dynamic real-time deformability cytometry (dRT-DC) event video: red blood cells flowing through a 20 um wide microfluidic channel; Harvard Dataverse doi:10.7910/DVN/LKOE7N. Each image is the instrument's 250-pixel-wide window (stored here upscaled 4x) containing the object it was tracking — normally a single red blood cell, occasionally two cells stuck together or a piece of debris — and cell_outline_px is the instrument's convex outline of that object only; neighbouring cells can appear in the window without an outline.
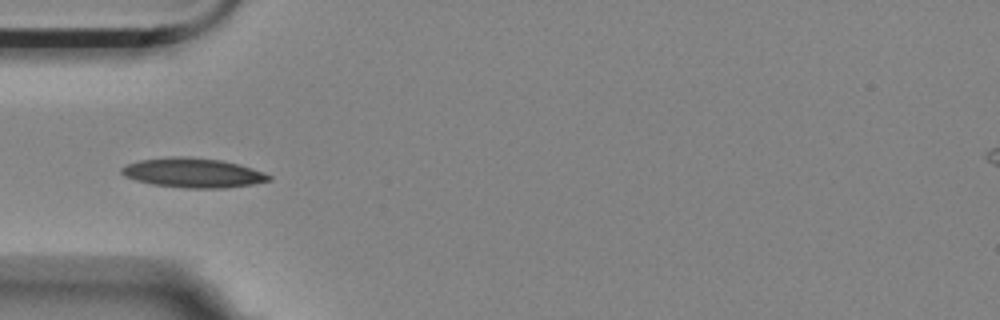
{"species": "Egyptian fruit bat (a non-hibernating species)", "species_latin": "Rousettus aegyptiacus", "temperature_condition": "room temperature", "stored_images_in_passage": 16, "camera_frame_rate_fps": 3000, "um_per_image_px": 0.085, "animal": {"sex": "female"}, "frame": {"image": 1, "passage_image": 1, "time_ms": 0.0, "image_size_px": [1000, 320], "cell_outline_px": [[272, 180], [252, 184], [224, 188], [184, 188], [152, 184], [136, 180], [124, 176], [120, 172], [120, 168], [128, 164], [140, 160], [172, 156], [192, 156], [220, 160], [240, 164], [264, 172], [272, 176]], "centroid_in_image_um": [16.42, 14.68], "position_along_channel_um": 68.6, "area_um2": 25.49}}
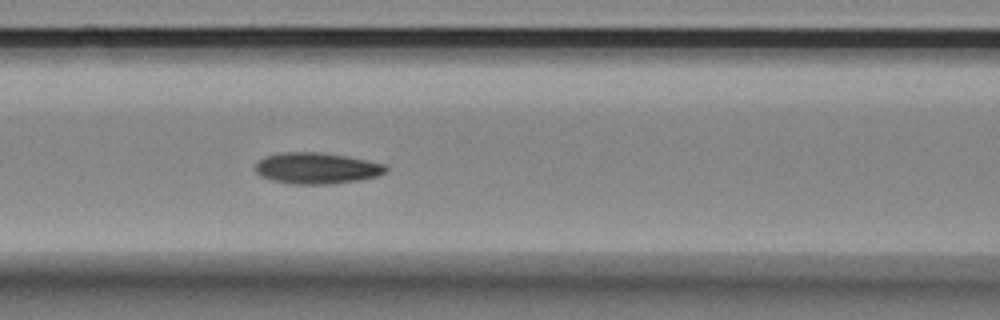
{"frame": {"image": 2, "passage_image": 7, "time_ms": 2.0, "image_size_px": [1000, 320], "cell_outline_px": [[388, 172], [376, 176], [360, 180], [328, 184], [292, 184], [272, 180], [260, 176], [252, 168], [264, 156], [284, 152], [320, 152], [344, 156], [384, 164], [388, 168]], "centroid_in_image_um": [26.88, 14.3], "position_along_channel_um": 139.7, "area_um2": 23.7}}
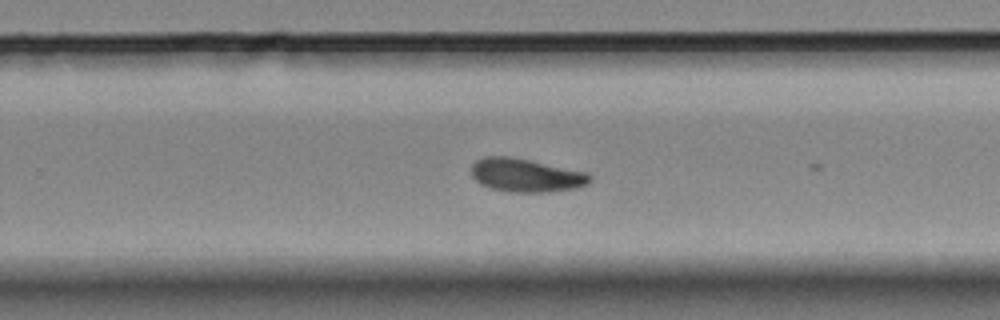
{"frame": {"image": 3, "passage_image": 15, "time_ms": 4.667, "image_size_px": [1000, 320], "cell_outline_px": [[592, 180], [588, 184], [576, 188], [548, 192], [508, 192], [488, 188], [480, 184], [472, 176], [472, 164], [476, 160], [484, 156], [512, 156], [588, 172], [592, 176]], "centroid_in_image_um": [44.72, 14.89], "position_along_channel_um": 285.1, "area_um2": 23.47}}